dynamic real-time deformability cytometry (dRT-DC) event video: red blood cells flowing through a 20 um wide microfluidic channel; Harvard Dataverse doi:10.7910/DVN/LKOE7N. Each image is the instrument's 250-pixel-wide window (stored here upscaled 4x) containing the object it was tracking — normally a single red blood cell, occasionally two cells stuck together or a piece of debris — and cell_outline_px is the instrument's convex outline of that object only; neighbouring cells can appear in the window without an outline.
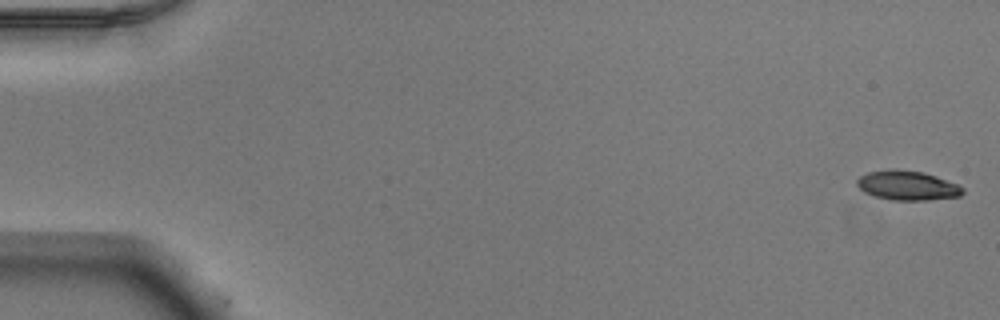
{"species": "Egyptian fruit bat (a non-hibernating species)", "species_latin": "Rousettus aegyptiacus", "temperature_condition": "warm", "stored_images_in_passage": 52, "camera_frame_rate_fps": 3000, "um_per_image_px": 0.085, "animal": {"sex": "male"}, "frame": {"image": 1, "passage_image": 1, "time_ms": 0.0, "image_size_px": [1000, 320], "cell_outline_px": [[964, 192], [960, 196], [928, 200], [892, 200], [876, 196], [864, 192], [856, 184], [856, 180], [860, 176], [868, 172], [896, 168], [924, 172], [936, 176], [956, 184], [964, 188]], "centroid_in_image_um": [77.12, 15.75], "position_along_channel_um": 7.9, "area_um2": 18.15}}
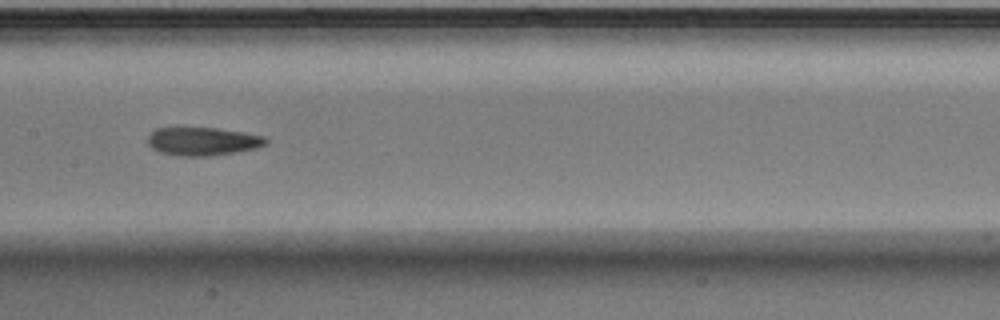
{"frame": {"image": 2, "passage_image": 27, "time_ms": 8.667, "image_size_px": [1000, 320], "cell_outline_px": [[268, 144], [256, 148], [236, 152], [212, 156], [176, 156], [160, 152], [152, 148], [148, 144], [148, 136], [156, 128], [216, 128], [264, 136], [268, 140]], "centroid_in_image_um": [17.23, 12.03], "position_along_channel_um": 190.2, "area_um2": 19.42}}
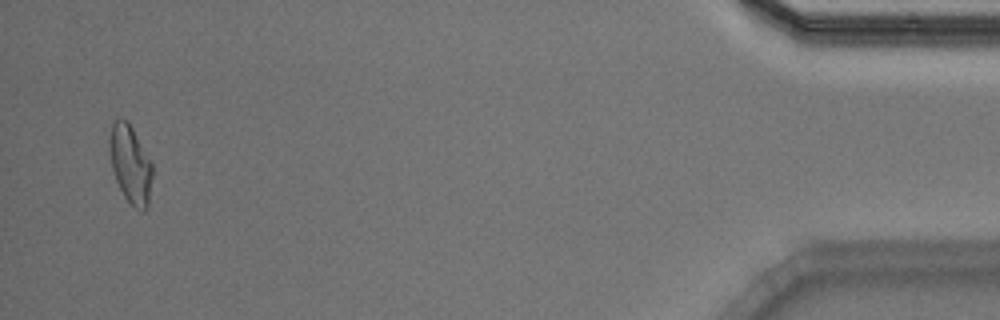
{"frame": {"image": 3, "passage_image": 51, "time_ms": 16.667, "image_size_px": [1000, 320], "cell_outline_px": [[152, 176], [148, 208], [144, 212], [140, 212], [124, 196], [116, 180], [112, 168], [108, 148], [108, 140], [112, 124], [120, 116], [128, 120], [152, 164]], "centroid_in_image_um": [11.07, 13.95], "position_along_channel_um": 424.1, "area_um2": 19.59}, "authors_computed_cell_mechanics": {"area_um2": 19.3919, "velocity_mm_per_s": 3.9078, "shape_relaxation_time_tau1_ms": 10.1223, "shape_relaxation_time_tau2_ms": 2.6575, "deformation_change_tau1": 0.2811, "deformation_change_tau2": 0.1021}}